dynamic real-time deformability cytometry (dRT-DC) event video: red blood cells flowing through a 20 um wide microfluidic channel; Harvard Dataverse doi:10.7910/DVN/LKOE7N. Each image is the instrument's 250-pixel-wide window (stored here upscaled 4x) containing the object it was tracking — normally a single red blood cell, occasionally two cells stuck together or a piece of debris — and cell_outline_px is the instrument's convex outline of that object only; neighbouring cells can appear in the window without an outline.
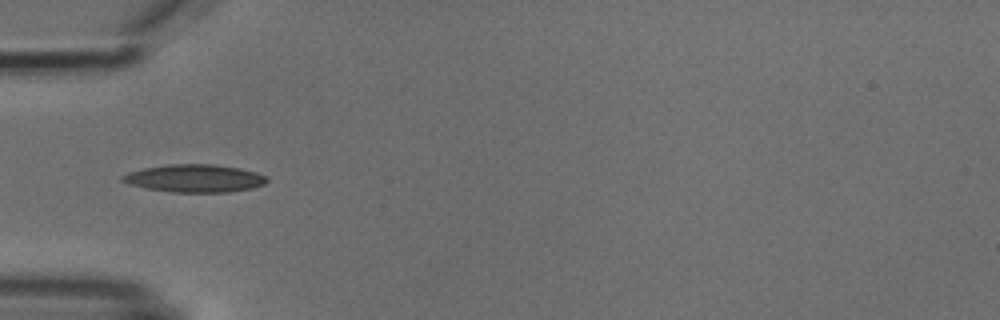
{"species": "common noctule bat (a hibernating species)", "species_latin": "Nyctalus noctula", "temperature_condition": "cold", "stored_images_in_passage": 5, "camera_frame_rate_fps": 3000, "um_per_image_px": 0.085, "animal": {"sex": "male", "body_mass_g": 18.8}, "frame": {"image": 1, "passage_image": 5, "time_ms": 5.333, "image_size_px": [1000, 320], "cell_outline_px": [[268, 180], [264, 184], [252, 188], [228, 192], [172, 192], [148, 188], [132, 184], [120, 180], [120, 176], [128, 172], [144, 168], [168, 164], [212, 164], [240, 168], [256, 172], [264, 176]], "centroid_in_image_um": [16.54, 15.15], "position_along_channel_um": 68.5, "area_um2": 23.18}}